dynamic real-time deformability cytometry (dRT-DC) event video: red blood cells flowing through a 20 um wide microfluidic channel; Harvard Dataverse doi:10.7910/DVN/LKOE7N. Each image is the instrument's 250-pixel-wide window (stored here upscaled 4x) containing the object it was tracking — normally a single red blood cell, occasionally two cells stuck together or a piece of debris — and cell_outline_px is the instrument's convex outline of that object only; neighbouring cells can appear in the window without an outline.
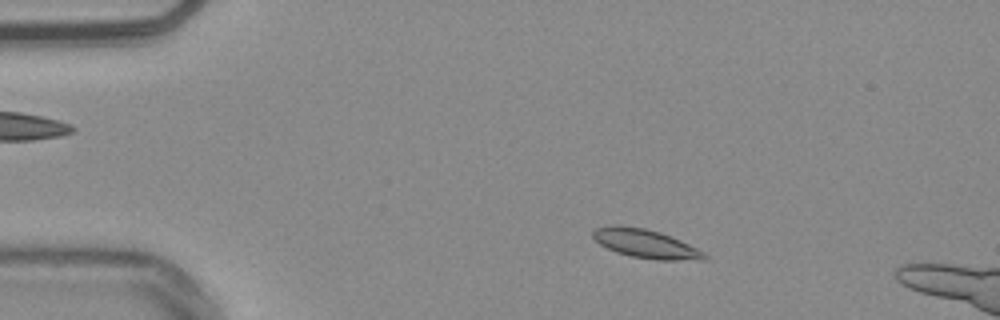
{"species": "common noctule bat (a hibernating species)", "species_latin": "Nyctalus noctula", "temperature_condition": "warm", "stored_images_in_passage": 13, "camera_frame_rate_fps": 3000, "um_per_image_px": 0.085, "animal": {"sex": "male", "body_mass_g": 20.4}, "frame": {"image": 1, "passage_image": 8, "time_ms": 2.333, "image_size_px": [1000, 320], "cell_outline_px": [[708, 260], [656, 260], [632, 256], [616, 252], [600, 244], [592, 236], [592, 232], [596, 228], [608, 224], [620, 224], [644, 228], [660, 232], [680, 240], [704, 252], [708, 256]], "centroid_in_image_um": [54.87, 20.7], "position_along_channel_um": 30.1, "area_um2": 18.79}}